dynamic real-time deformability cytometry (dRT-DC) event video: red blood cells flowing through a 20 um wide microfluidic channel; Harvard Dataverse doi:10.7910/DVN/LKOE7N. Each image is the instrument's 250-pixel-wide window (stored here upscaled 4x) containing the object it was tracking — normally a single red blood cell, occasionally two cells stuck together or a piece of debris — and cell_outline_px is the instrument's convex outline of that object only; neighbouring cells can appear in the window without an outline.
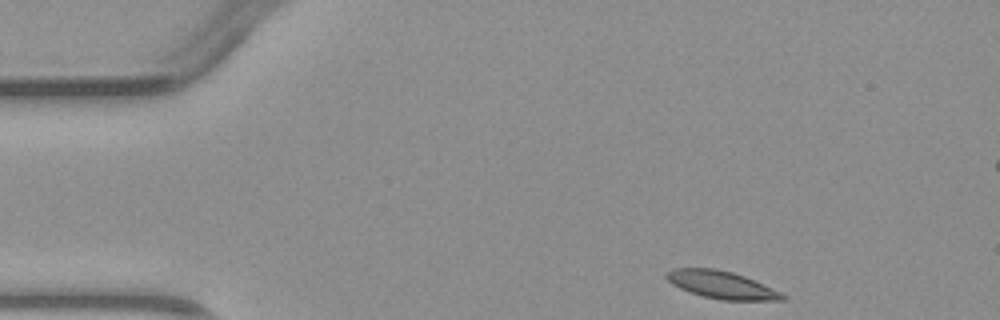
{"species": "common noctule bat (a hibernating species)", "species_latin": "Nyctalus noctula", "temperature_condition": "warm", "stored_images_in_passage": 4, "segment_of_instrument_passage": [1, 2], "camera_frame_rate_fps": 3000, "um_per_image_px": 0.085, "animal": {"sex": "male", "body_mass_g": 23.1, "forearm_length_mm": 52.7}, "frame": {"image": 1, "passage_image": 1, "time_ms": 0.0, "image_size_px": [1000, 320], "cell_outline_px": [[788, 296], [784, 300], [720, 300], [704, 296], [680, 288], [672, 284], [664, 276], [664, 272], [672, 268], [716, 268], [732, 272], [744, 276], [780, 292]], "centroid_in_image_um": [61.29, 24.2], "position_along_channel_um": 23.7, "area_um2": 18.5}}